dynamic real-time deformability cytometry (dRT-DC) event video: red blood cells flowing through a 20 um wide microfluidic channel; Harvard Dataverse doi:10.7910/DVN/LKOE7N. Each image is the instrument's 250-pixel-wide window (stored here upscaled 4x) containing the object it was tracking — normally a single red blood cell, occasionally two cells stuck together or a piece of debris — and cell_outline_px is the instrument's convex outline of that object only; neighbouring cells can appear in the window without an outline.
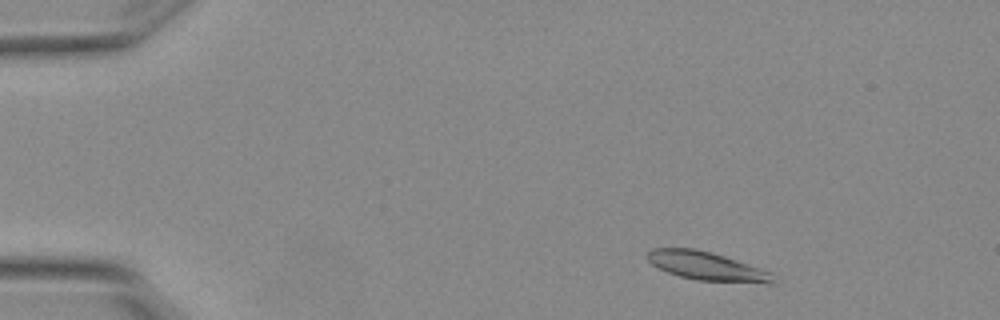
{"species": "Egyptian fruit bat (a non-hibernating species)", "species_latin": "Rousettus aegyptiacus", "temperature_condition": "warm", "stored_images_in_passage": 5, "camera_frame_rate_fps": 3000, "um_per_image_px": 0.085, "animal": {"sex": "female"}, "frame": {"image": 1, "passage_image": 1, "time_ms": 0.0, "image_size_px": [1000, 320], "cell_outline_px": [[776, 284], [764, 284], [696, 280], [680, 276], [668, 272], [652, 264], [648, 260], [648, 252], [652, 248], [692, 248], [712, 252], [772, 272]], "centroid_in_image_um": [60.14, 22.64], "position_along_channel_um": 24.9, "area_um2": 20.98}}
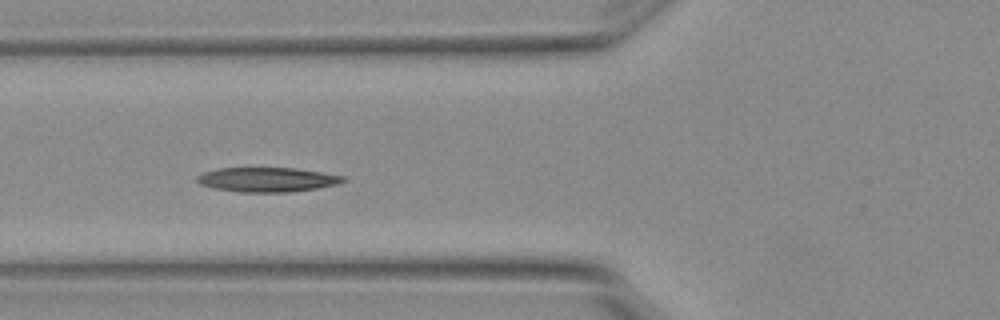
{"frame": {"image": 2, "passage_image": 4, "time_ms": 1.0, "image_size_px": [1000, 320], "cell_outline_px": [[348, 180], [340, 184], [292, 192], [240, 192], [212, 188], [200, 184], [196, 180], [196, 176], [204, 172], [220, 168], [296, 168], [348, 176]], "centroid_in_image_um": [22.77, 15.27], "position_along_channel_um": 103.0, "area_um2": 21.1}}
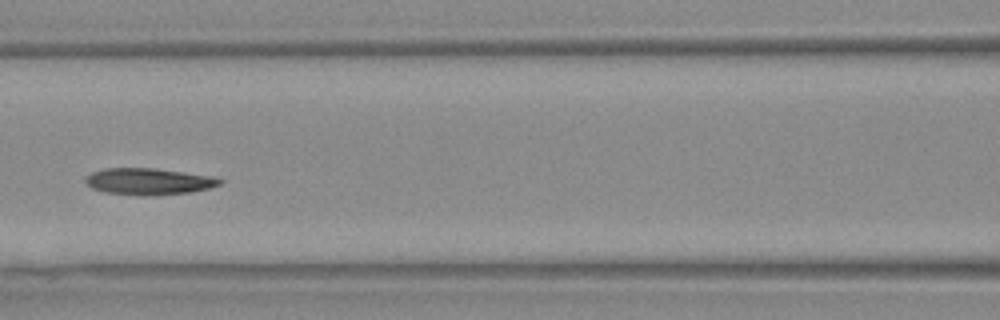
{"frame": {"image": 3, "passage_image": 5, "time_ms": 1.333, "image_size_px": [1000, 320], "cell_outline_px": [[224, 180], [220, 184], [208, 188], [188, 192], [148, 196], [140, 196], [104, 192], [92, 188], [84, 180], [84, 176], [92, 172], [104, 168], [152, 168], [212, 176]], "centroid_in_image_um": [12.58, 15.42], "position_along_channel_um": 154.0, "area_um2": 20.75}}